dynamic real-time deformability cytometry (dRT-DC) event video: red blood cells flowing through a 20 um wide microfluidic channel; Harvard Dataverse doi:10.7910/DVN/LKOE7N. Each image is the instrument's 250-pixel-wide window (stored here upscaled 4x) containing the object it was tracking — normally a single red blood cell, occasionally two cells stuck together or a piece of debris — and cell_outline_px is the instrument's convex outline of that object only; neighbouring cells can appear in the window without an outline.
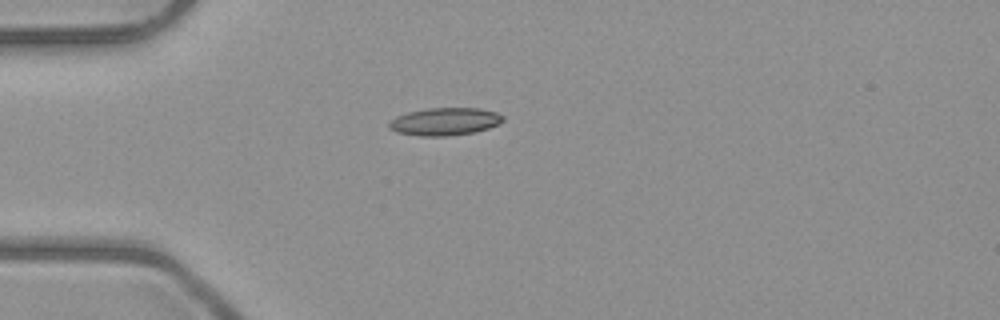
{"species": "common noctule bat (a hibernating species)", "species_latin": "Nyctalus noctula", "temperature_condition": "room temperature", "stored_images_in_passage": 1, "camera_frame_rate_fps": 3000, "um_per_image_px": 0.085, "animal": {"sex": "male", "body_mass_g": 23.1, "forearm_length_mm": 52.7}, "frame": {"image": 1, "passage_image": 1, "time_ms": 0.0, "image_size_px": [1000, 320], "cell_outline_px": [[504, 120], [500, 124], [488, 128], [472, 132], [444, 136], [420, 136], [396, 132], [388, 128], [388, 124], [396, 116], [408, 112], [428, 108], [480, 108], [496, 112], [504, 116]], "centroid_in_image_um": [37.81, 10.32], "position_along_channel_um": 47.2, "area_um2": 18.32}}